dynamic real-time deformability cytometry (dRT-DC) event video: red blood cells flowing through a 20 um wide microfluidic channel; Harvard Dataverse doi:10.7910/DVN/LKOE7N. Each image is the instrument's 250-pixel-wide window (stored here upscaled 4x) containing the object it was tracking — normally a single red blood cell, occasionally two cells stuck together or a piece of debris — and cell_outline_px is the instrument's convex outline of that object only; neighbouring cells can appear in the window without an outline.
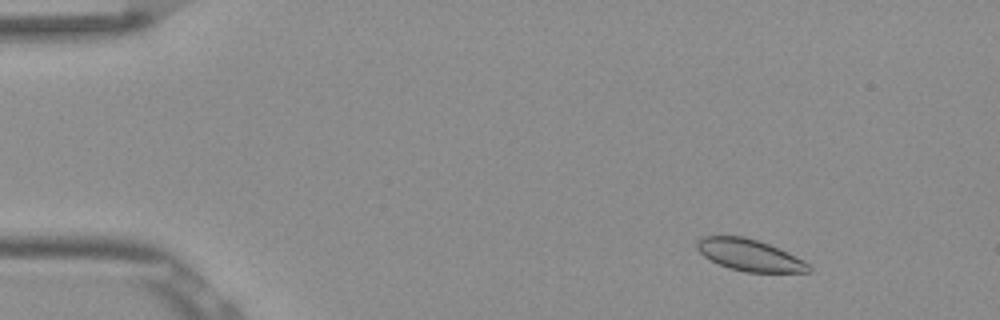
{"species": "Egyptian fruit bat (a non-hibernating species)", "species_latin": "Rousettus aegyptiacus", "temperature_condition": "room temperature", "stored_images_in_passage": 53, "camera_frame_rate_fps": 3000, "um_per_image_px": 0.085, "frame": {"image": 1, "passage_image": 6, "time_ms": 1.667, "image_size_px": [1000, 320], "cell_outline_px": [[812, 272], [744, 272], [728, 268], [704, 256], [696, 248], [696, 240], [704, 236], [744, 236], [768, 244], [804, 260], [812, 268]], "centroid_in_image_um": [63.7, 21.69], "position_along_channel_um": 21.3, "area_um2": 20.46}}
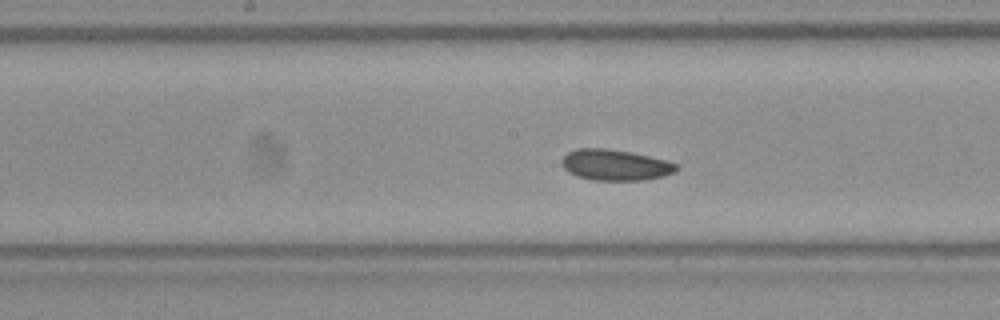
{"frame": {"image": 2, "passage_image": 27, "time_ms": 8.667, "image_size_px": [1000, 320], "cell_outline_px": [[680, 168], [664, 176], [640, 180], [592, 180], [576, 176], [568, 172], [560, 164], [560, 160], [568, 152], [576, 148], [604, 148], [632, 152], [668, 160], [676, 164]], "centroid_in_image_um": [52.26, 14.01], "position_along_channel_um": 195.9, "area_um2": 20.81}}
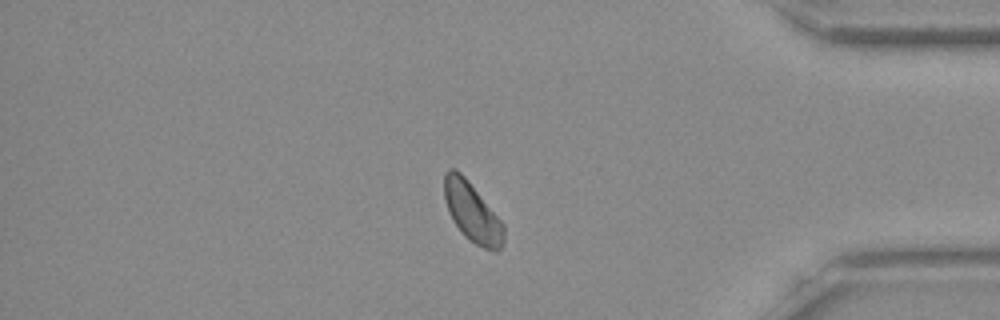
{"frame": {"image": 3, "passage_image": 45, "time_ms": 14.667, "image_size_px": [1000, 320], "cell_outline_px": [[504, 244], [496, 252], [484, 248], [476, 244], [464, 236], [452, 220], [448, 212], [444, 200], [444, 172], [448, 168], [456, 168], [468, 180], [504, 224]], "centroid_in_image_um": [40.12, 18.03], "position_along_channel_um": 395.1, "area_um2": 20.75}, "authors_computed_cell_mechanics": {"area_um2": 20.6346, "velocity_mm_per_s": 3.789, "shape_relaxation_time_tau1_ms": 1.7712, "shape_relaxation_time_tau2_ms": 7.2201, "deformation_change_tau1": 0.0397, "deformation_change_tau2": 0.0928}}